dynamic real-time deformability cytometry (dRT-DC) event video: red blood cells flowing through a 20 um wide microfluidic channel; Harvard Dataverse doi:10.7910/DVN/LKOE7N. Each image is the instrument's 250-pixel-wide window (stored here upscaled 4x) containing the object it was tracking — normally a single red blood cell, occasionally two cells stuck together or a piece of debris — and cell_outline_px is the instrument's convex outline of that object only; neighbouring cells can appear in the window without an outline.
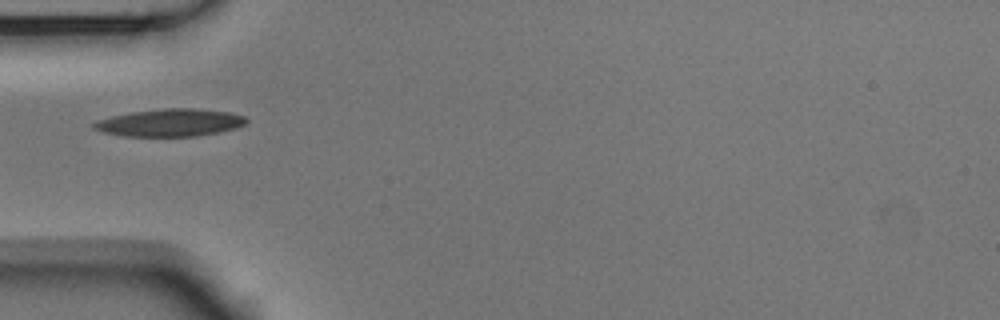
{"species": "Egyptian fruit bat (a non-hibernating species)", "species_latin": "Rousettus aegyptiacus", "temperature_condition": "room temperature", "stored_images_in_passage": 34, "camera_frame_rate_fps": 3000, "um_per_image_px": 0.085, "animal": {"sex": "male"}, "frame": {"image": 1, "passage_image": 1, "time_ms": 0.0, "image_size_px": [1000, 320], "cell_outline_px": [[248, 120], [244, 124], [236, 128], [220, 132], [196, 136], [124, 136], [104, 132], [92, 128], [92, 124], [100, 120], [112, 116], [132, 112], [164, 108], [192, 108], [228, 112], [244, 116]], "centroid_in_image_um": [14.47, 10.43], "position_along_channel_um": 70.5, "area_um2": 24.22}}
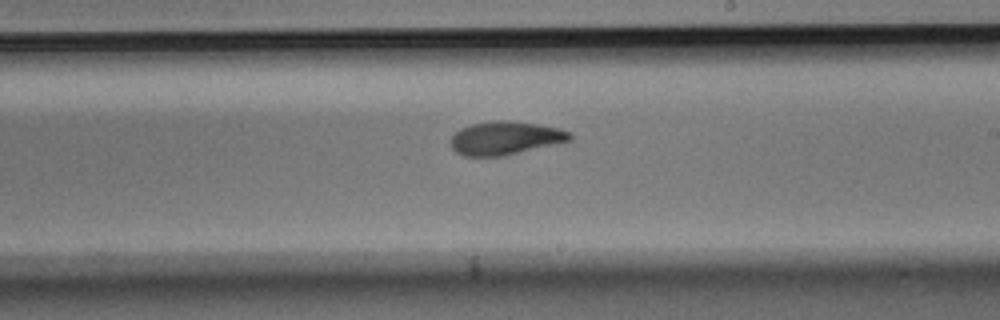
{"frame": {"image": 2, "passage_image": 15, "time_ms": 4.667, "image_size_px": [1000, 320], "cell_outline_px": [[572, 140], [504, 156], [464, 156], [456, 152], [452, 148], [452, 136], [460, 128], [472, 124], [496, 120], [508, 120], [536, 124], [560, 128], [572, 132]], "centroid_in_image_um": [42.98, 11.73], "position_along_channel_um": 246.0, "area_um2": 23.12}}
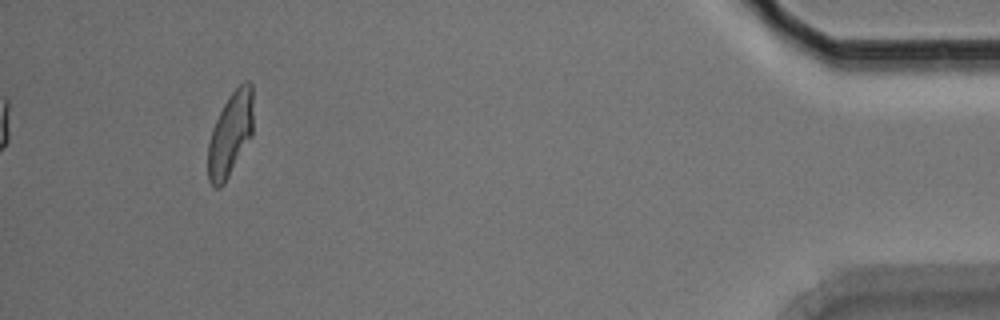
{"frame": {"image": 3, "passage_image": 34, "time_ms": 11.0, "image_size_px": [1000, 320], "cell_outline_px": [[252, 136], [224, 184], [220, 188], [212, 188], [208, 180], [208, 144], [212, 128], [228, 96], [244, 80], [248, 80], [252, 84]], "centroid_in_image_um": [19.57, 11.43], "position_along_channel_um": 415.6, "area_um2": 22.2}, "authors_computed_cell_mechanics": {"area_um2": 23.12, "velocity_mm_per_s": 3.7431, "shape_relaxation_time_tau1_ms": 5.3714, "shape_relaxation_time_tau2_ms": 2.2575, "deformation_change_tau1": 0.1691, "deformation_change_tau2": 0.0835}}